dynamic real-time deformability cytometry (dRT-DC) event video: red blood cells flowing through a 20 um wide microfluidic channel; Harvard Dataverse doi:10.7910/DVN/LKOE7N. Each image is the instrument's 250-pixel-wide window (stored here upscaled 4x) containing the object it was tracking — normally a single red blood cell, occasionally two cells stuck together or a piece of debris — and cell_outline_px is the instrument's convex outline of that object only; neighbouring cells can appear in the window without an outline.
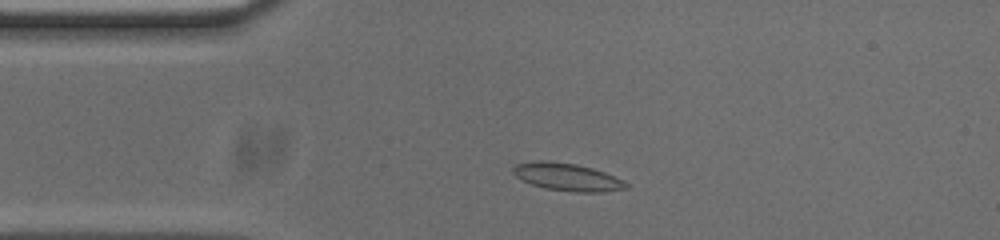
{"species": "common noctule bat (a hibernating species)", "species_latin": "Nyctalus noctula", "temperature_condition": "cold", "stored_images_in_passage": 45, "camera_frame_rate_fps": 3000, "um_per_image_px": 0.085, "animal": {"sex": "male", "body_mass_g": 20.0, "forearm_length_mm": 53.3}, "frame": {"image": 1, "passage_image": 3, "time_ms": 0.667, "image_size_px": [1000, 240], "cell_outline_px": [[628, 188], [604, 192], [576, 192], [544, 188], [532, 184], [516, 176], [512, 172], [512, 168], [516, 164], [532, 160], [548, 160], [576, 164], [592, 168], [604, 172], [624, 180], [628, 184]], "centroid_in_image_um": [48.21, 15.03], "position_along_channel_um": 36.8, "area_um2": 18.26}}
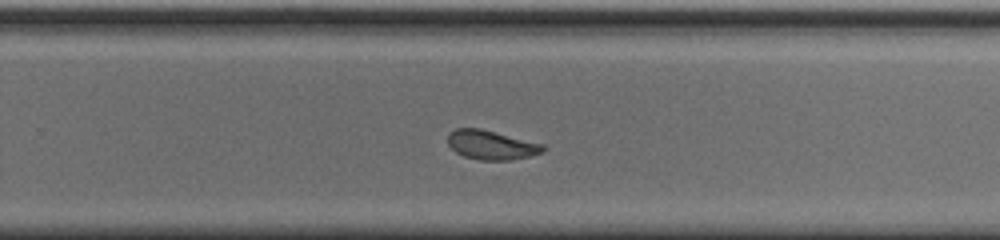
{"frame": {"image": 2, "passage_image": 25, "time_ms": 8.0, "image_size_px": [1000, 240], "cell_outline_px": [[544, 152], [528, 156], [508, 160], [480, 160], [464, 156], [456, 152], [448, 144], [448, 132], [456, 128], [480, 128], [544, 144]], "centroid_in_image_um": [41.74, 12.31], "position_along_channel_um": 288.1, "area_um2": 16.13}}
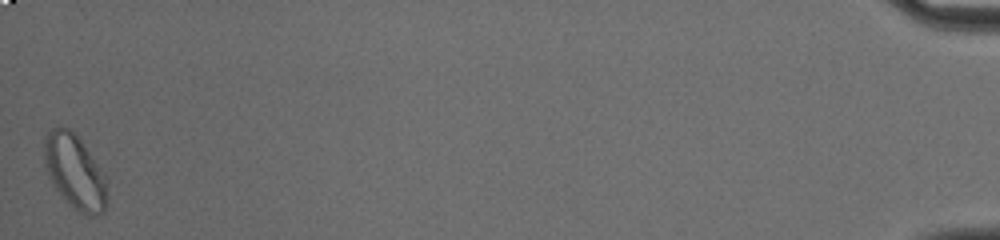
{"frame": {"image": 3, "passage_image": 45, "time_ms": 14.667, "image_size_px": [1000, 240], "cell_outline_px": [[108, 196], [104, 212], [96, 216], [92, 216], [80, 212], [68, 204], [64, 200], [48, 176], [44, 164], [44, 136], [52, 128], [68, 128], [80, 140], [100, 168], [104, 176]], "centroid_in_image_um": [6.34, 14.64], "position_along_channel_um": 428.9, "area_um2": 26.93}, "authors_computed_cell_mechanics": {"area_um2": 16.8198, "velocity_mm_per_s": 3.7206, "shape_relaxation_time_tau1_ms": 5.2654, "shape_relaxation_time_tau2_ms": 1.3591, "deformation_change_tau1": 0.1275, "deformation_change_tau2": 0.0488}}